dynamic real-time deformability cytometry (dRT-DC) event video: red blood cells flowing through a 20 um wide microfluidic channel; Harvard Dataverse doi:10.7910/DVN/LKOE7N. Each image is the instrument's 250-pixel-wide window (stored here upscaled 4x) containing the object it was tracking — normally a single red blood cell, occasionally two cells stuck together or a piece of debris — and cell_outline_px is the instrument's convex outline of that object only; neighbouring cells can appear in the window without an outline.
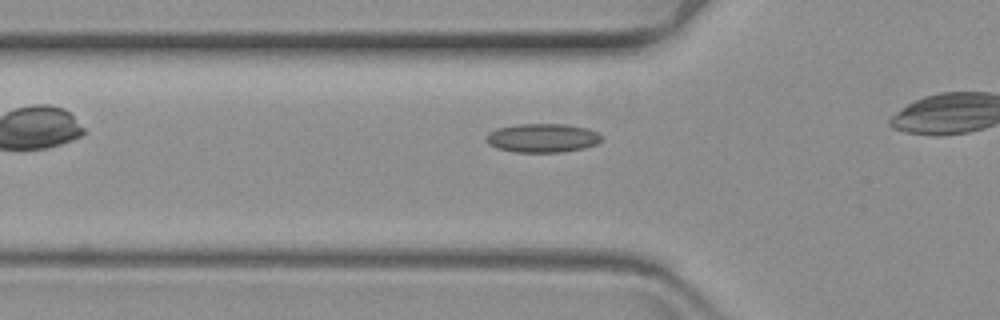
{"species": "common noctule bat (a hibernating species)", "species_latin": "Nyctalus noctula", "temperature_condition": "warm", "stored_images_in_passage": 36, "camera_frame_rate_fps": 3000, "um_per_image_px": 0.085, "animal": {"sex": "female", "body_mass_g": 19.3, "forearm_length_mm": 54.1}, "frame": {"image": 1, "passage_image": 8, "time_ms": 2.333, "image_size_px": [1000, 320], "cell_outline_px": [[604, 136], [596, 144], [584, 148], [564, 152], [516, 152], [496, 148], [488, 144], [488, 132], [500, 128], [516, 124], [564, 124], [588, 128]], "centroid_in_image_um": [46.14, 11.73], "position_along_channel_um": 79.7, "area_um2": 19.31}}
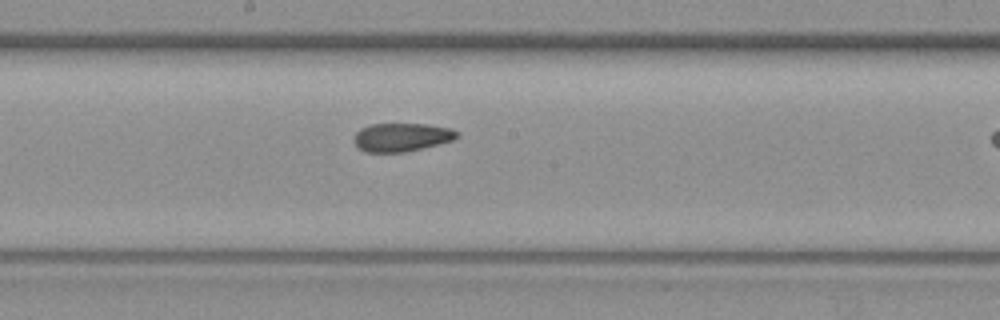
{"frame": {"image": 2, "passage_image": 20, "time_ms": 6.333, "image_size_px": [1000, 320], "cell_outline_px": [[460, 136], [452, 140], [404, 152], [364, 152], [352, 140], [356, 132], [360, 128], [372, 124], [424, 124], [452, 128]], "centroid_in_image_um": [34.1, 11.65], "position_along_channel_um": 214.1, "area_um2": 16.88}}
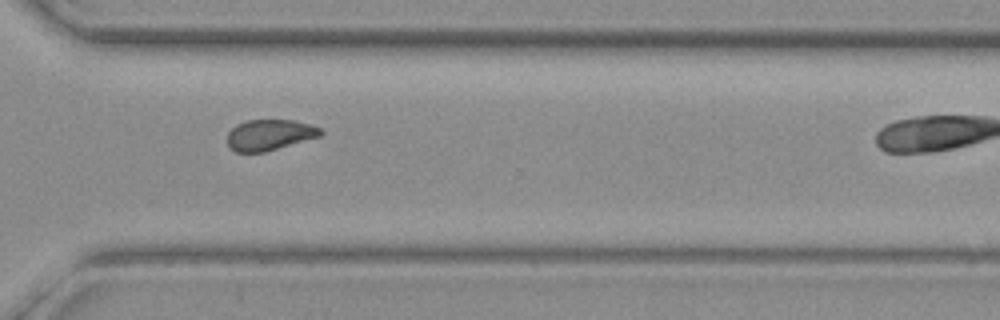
{"frame": {"image": 3, "passage_image": 32, "time_ms": 10.333, "image_size_px": [1000, 320], "cell_outline_px": [[324, 132], [320, 136], [264, 152], [236, 152], [228, 144], [228, 132], [236, 124], [248, 120], [292, 120], [312, 124], [320, 128]], "centroid_in_image_um": [22.93, 11.45], "position_along_channel_um": 347.7, "area_um2": 16.65}}